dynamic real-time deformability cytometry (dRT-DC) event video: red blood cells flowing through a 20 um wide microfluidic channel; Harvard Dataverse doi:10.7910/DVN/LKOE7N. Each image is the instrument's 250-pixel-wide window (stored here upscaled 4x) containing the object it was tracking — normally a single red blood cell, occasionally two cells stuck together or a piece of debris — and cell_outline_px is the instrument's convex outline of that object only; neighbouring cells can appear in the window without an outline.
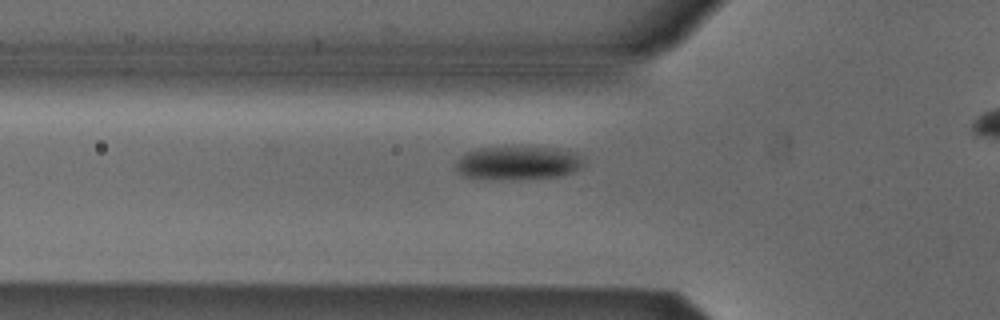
{"species": "Egyptian fruit bat (a non-hibernating species)", "species_latin": "Rousettus aegyptiacus", "temperature_condition": "cold", "stored_images_in_passage": 39, "camera_frame_rate_fps": 3000, "um_per_image_px": 0.085, "animal": {"sex": "male"}, "frame": {"image": 1, "passage_image": 13, "time_ms": 4.0, "image_size_px": [1000, 320], "cell_outline_px": [[584, 164], [572, 172], [560, 176], [460, 176], [456, 168], [456, 164], [460, 156], [468, 152], [480, 148], [556, 148], [572, 152], [580, 156], [584, 160]], "centroid_in_image_um": [44.05, 13.8], "position_along_channel_um": 81.7, "area_um2": 23.18}}
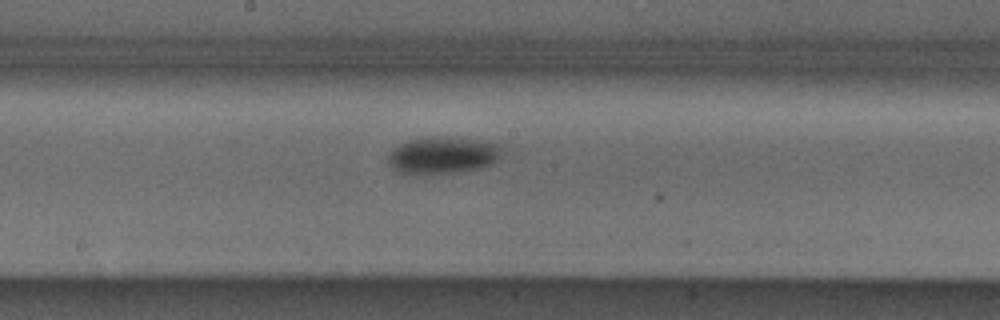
{"frame": {"image": 2, "passage_image": 23, "time_ms": 7.333, "image_size_px": [1000, 320], "cell_outline_px": [[500, 148], [496, 160], [492, 164], [480, 168], [456, 172], [396, 172], [388, 164], [388, 152], [400, 144], [408, 140], [428, 136], [444, 136], [496, 144]], "centroid_in_image_um": [37.54, 13.17], "position_along_channel_um": 210.7, "area_um2": 23.76}}
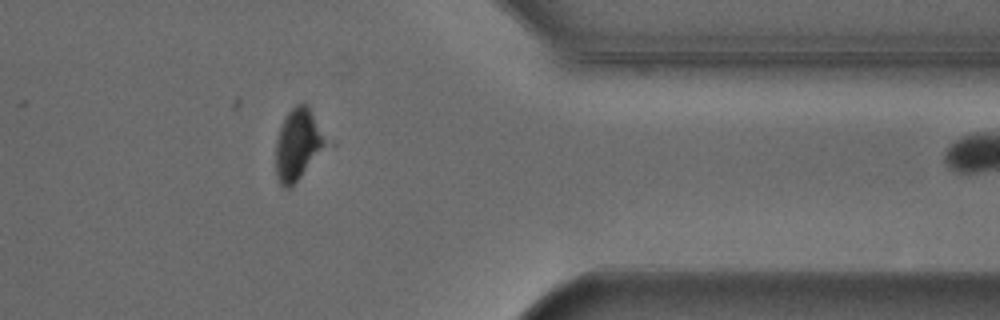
{"frame": {"image": 3, "passage_image": 38, "time_ms": 12.333, "image_size_px": [1000, 320], "cell_outline_px": [[336, 144], [292, 188], [284, 188], [280, 184], [276, 176], [276, 140], [284, 116], [296, 104], [304, 100], [308, 104]], "centroid_in_image_um": [25.51, 12.29], "position_along_channel_um": 385.9, "area_um2": 23.35}}